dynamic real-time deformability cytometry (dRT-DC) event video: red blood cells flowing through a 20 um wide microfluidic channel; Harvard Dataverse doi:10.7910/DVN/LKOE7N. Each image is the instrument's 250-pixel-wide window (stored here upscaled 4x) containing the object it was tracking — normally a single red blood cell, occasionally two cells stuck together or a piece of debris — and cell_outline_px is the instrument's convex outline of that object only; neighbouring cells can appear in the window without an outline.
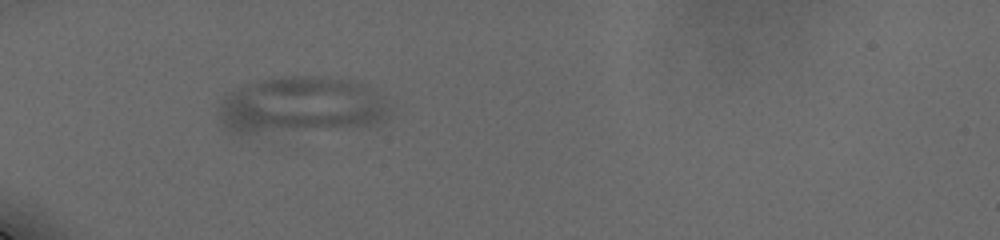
{"species": "human", "species_latin": "Homo sapiens", "temperature_condition": "cold", "stored_images_in_passage": 24, "camera_frame_rate_fps": 3000, "um_per_image_px": 0.085, "donor": {"sex": "male"}, "frame": {"image": 1, "passage_image": 1, "time_ms": 0.0, "image_size_px": [1000, 240], "cell_outline_px": [[392, 116], [376, 124], [240, 136], [228, 132], [216, 120], [216, 112], [220, 104], [232, 92], [244, 84], [268, 76], [320, 76], [352, 80], [364, 84], [376, 92], [392, 108]], "centroid_in_image_um": [25.51, 8.97], "position_along_channel_um": 59.5, "area_um2": 58.15}}
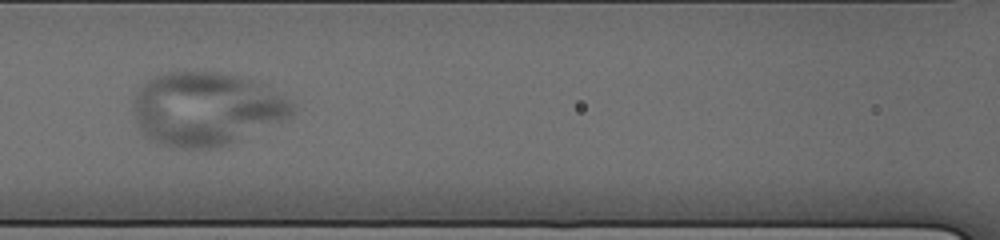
{"frame": {"image": 2, "passage_image": 20, "time_ms": 3.0, "image_size_px": [1000, 240], "cell_outline_px": [[300, 108], [288, 120], [228, 144], [216, 148], [172, 148], [156, 144], [148, 140], [144, 136], [136, 120], [132, 108], [132, 96], [144, 80], [168, 72], [224, 72], [264, 80], [292, 100]], "centroid_in_image_um": [17.61, 9.23], "position_along_channel_um": 149.0, "area_um2": 70.46}}